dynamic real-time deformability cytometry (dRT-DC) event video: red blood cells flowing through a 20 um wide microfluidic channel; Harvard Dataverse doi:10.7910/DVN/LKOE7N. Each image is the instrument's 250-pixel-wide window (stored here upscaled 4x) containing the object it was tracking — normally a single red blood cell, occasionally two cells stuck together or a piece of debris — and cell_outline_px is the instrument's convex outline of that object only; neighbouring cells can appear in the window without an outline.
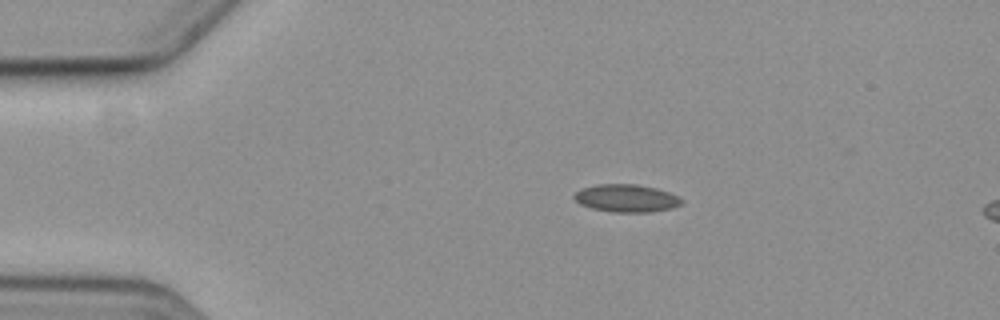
{"species": "common noctule bat (a hibernating species)", "species_latin": "Nyctalus noctula", "temperature_condition": "cold", "stored_images_in_passage": 3, "camera_frame_rate_fps": 3000, "um_per_image_px": 0.085, "animal": {"sex": "female", "body_mass_g": 19.3, "forearm_length_mm": 54.1}, "frame": {"image": 1, "passage_image": 1, "time_ms": 0.0, "image_size_px": [1000, 320], "cell_outline_px": [[680, 204], [672, 208], [648, 212], [612, 212], [592, 208], [580, 204], [572, 196], [576, 192], [584, 188], [596, 184], [636, 184], [656, 188], [668, 192], [676, 196], [680, 200]], "centroid_in_image_um": [53.2, 16.84], "position_along_channel_um": 31.8, "area_um2": 17.05}}